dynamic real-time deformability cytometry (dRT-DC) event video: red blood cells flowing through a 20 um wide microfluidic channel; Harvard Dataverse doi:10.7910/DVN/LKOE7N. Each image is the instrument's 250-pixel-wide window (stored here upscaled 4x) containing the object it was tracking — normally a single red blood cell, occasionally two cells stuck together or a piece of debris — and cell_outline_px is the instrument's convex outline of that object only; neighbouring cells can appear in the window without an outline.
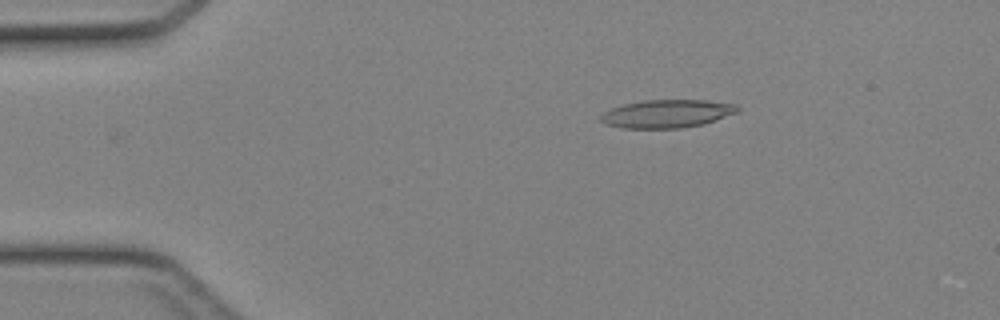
{"species": "Egyptian fruit bat (a non-hibernating species)", "species_latin": "Rousettus aegyptiacus", "temperature_condition": "cold", "stored_images_in_passage": 35, "camera_frame_rate_fps": 3000, "um_per_image_px": 0.085, "animal": {"sex": "female"}, "frame": {"image": 1, "passage_image": 3, "time_ms": 0.667, "image_size_px": [1000, 320], "cell_outline_px": [[740, 108], [736, 112], [704, 124], [680, 128], [620, 128], [604, 124], [600, 120], [600, 116], [604, 112], [612, 108], [624, 104], [644, 100], [704, 100], [736, 104]], "centroid_in_image_um": [56.66, 9.67], "position_along_channel_um": 28.3, "area_um2": 22.31}}
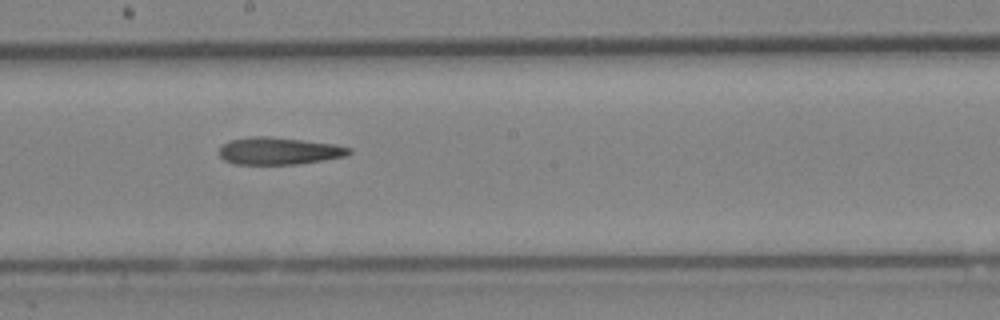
{"frame": {"image": 2, "passage_image": 20, "time_ms": 6.333, "image_size_px": [1000, 320], "cell_outline_px": [[352, 152], [344, 156], [296, 164], [236, 164], [224, 160], [216, 152], [224, 144], [232, 140], [248, 136], [272, 136], [336, 144], [352, 148]], "centroid_in_image_um": [23.69, 12.82], "position_along_channel_um": 224.5, "area_um2": 20.63}}
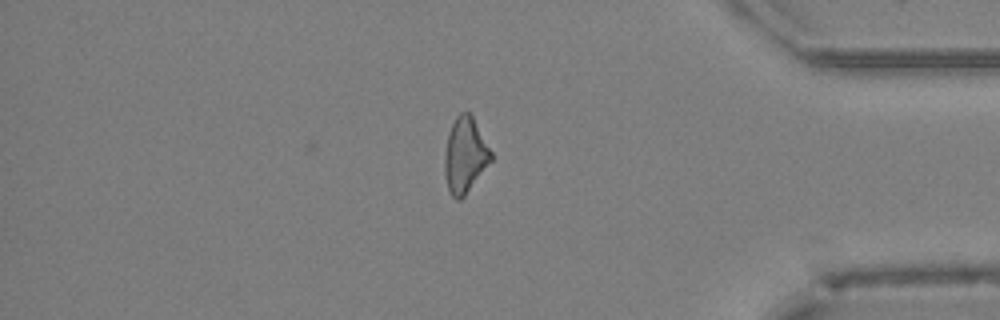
{"frame": {"image": 3, "passage_image": 33, "time_ms": 10.667, "image_size_px": [1000, 320], "cell_outline_px": [[492, 160], [464, 196], [460, 200], [456, 200], [452, 196], [448, 188], [444, 172], [444, 156], [448, 132], [456, 116], [460, 112], [468, 112], [472, 116], [492, 152]], "centroid_in_image_um": [39.51, 13.19], "position_along_channel_um": 395.7, "area_um2": 20.23}}